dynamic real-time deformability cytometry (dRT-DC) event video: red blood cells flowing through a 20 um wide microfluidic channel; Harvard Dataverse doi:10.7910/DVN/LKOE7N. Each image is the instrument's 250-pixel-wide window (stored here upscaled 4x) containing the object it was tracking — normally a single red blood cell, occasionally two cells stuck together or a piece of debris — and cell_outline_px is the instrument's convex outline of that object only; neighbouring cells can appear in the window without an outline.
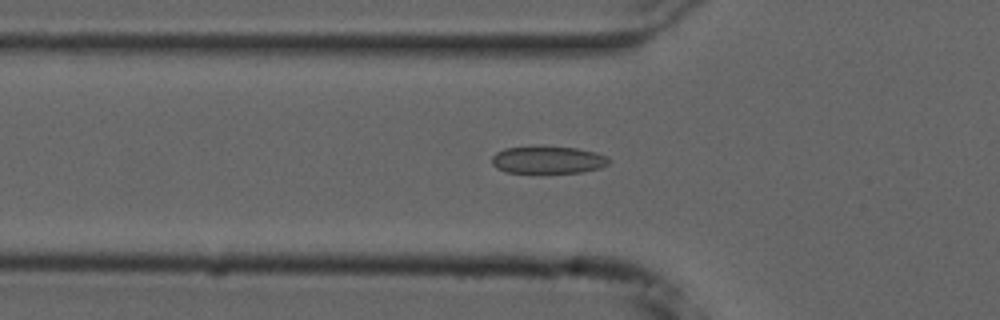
{"species": "common noctule bat (a hibernating species)", "species_latin": "Nyctalus noctula", "temperature_condition": "cold", "stored_images_in_passage": 42, "camera_frame_rate_fps": 3000, "um_per_image_px": 0.085, "animal": {"sex": "male", "forearm_length_mm": 52.5}, "frame": {"image": 1, "passage_image": 6, "time_ms": 1.667, "image_size_px": [1000, 320], "cell_outline_px": [[612, 160], [608, 164], [600, 168], [580, 172], [504, 172], [496, 168], [492, 164], [492, 156], [496, 152], [504, 148], [576, 148], [596, 152], [608, 156]], "centroid_in_image_um": [46.6, 13.61], "position_along_channel_um": 79.2, "area_um2": 18.21}}
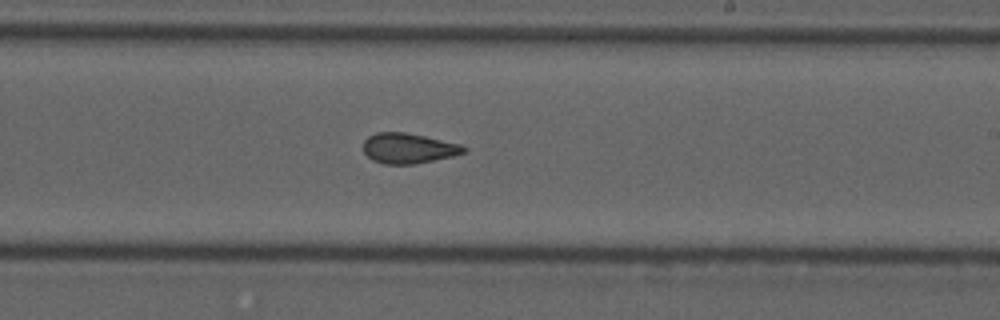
{"frame": {"image": 2, "passage_image": 20, "time_ms": 6.333, "image_size_px": [1000, 320], "cell_outline_px": [[468, 152], [452, 156], [412, 164], [384, 164], [372, 160], [364, 152], [364, 140], [368, 136], [376, 132], [404, 132], [424, 136], [460, 144], [468, 148]], "centroid_in_image_um": [34.71, 12.6], "position_along_channel_um": 254.3, "area_um2": 17.63}}
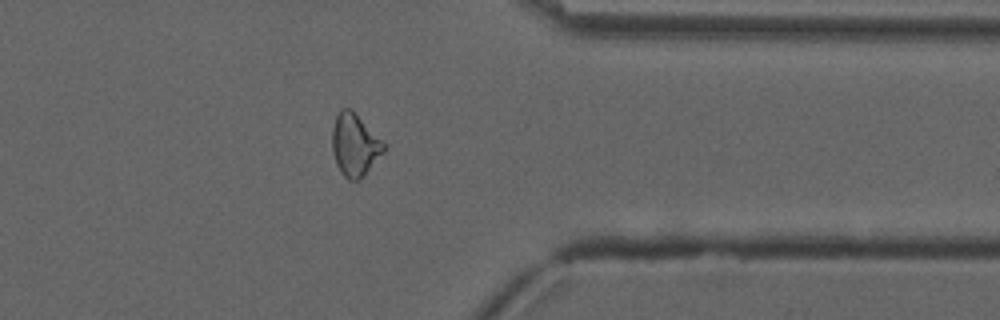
{"frame": {"image": 3, "passage_image": 31, "time_ms": 10.0, "image_size_px": [1000, 320], "cell_outline_px": [[388, 144], [384, 152], [364, 176], [356, 180], [348, 180], [344, 176], [336, 164], [332, 152], [332, 128], [336, 116], [340, 108], [352, 108]], "centroid_in_image_um": [30.18, 12.28], "position_along_channel_um": 381.2, "area_um2": 19.31}, "authors_computed_cell_mechanics": {"area_um2": 18.3226, "velocity_mm_per_s": 3.7417, "shape_relaxation_time_tau1_ms": null, "shape_relaxation_time_tau2_ms": 1.8743, "deformation_change_tau1": null, "deformation_change_tau2": 0.0923}}